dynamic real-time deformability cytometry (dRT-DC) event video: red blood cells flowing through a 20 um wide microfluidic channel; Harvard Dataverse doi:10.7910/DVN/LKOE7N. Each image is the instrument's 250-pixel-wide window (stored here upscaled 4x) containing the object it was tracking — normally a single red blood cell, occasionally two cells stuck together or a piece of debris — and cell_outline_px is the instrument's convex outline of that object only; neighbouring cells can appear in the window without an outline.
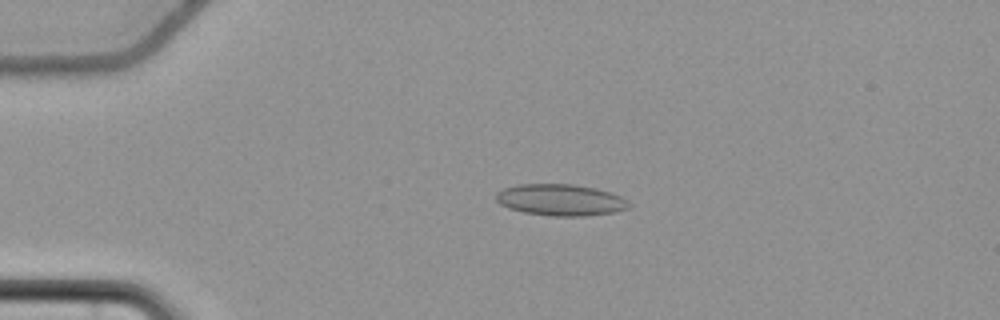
{"species": "common noctule bat (a hibernating species)", "species_latin": "Nyctalus noctula", "temperature_condition": "cold", "stored_images_in_passage": 58, "camera_frame_rate_fps": 3000, "um_per_image_px": 0.085, "animal": {"sex": "female", "body_mass_g": 22.7, "forearm_length_mm": 54.2}, "frame": {"image": 1, "passage_image": 15, "time_ms": 4.667, "image_size_px": [1000, 320], "cell_outline_px": [[632, 204], [628, 208], [616, 212], [584, 216], [552, 216], [524, 212], [508, 208], [500, 204], [496, 200], [496, 192], [504, 188], [520, 184], [572, 184], [596, 188], [620, 196], [628, 200]], "centroid_in_image_um": [47.66, 16.99], "position_along_channel_um": 37.3, "area_um2": 24.45}}
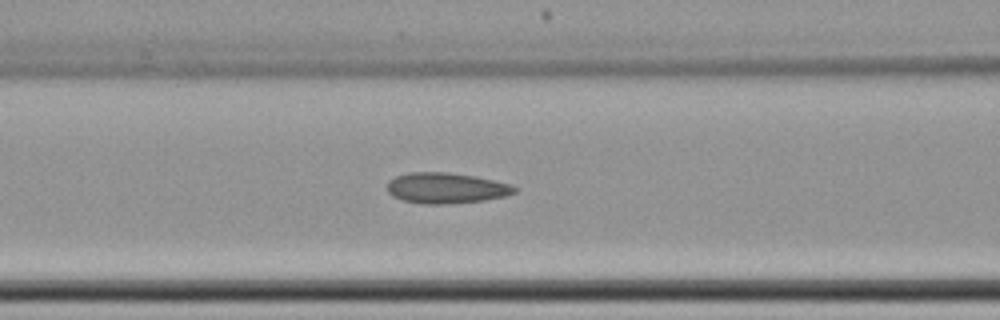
{"frame": {"image": 2, "passage_image": 26, "time_ms": 8.333, "image_size_px": [1000, 320], "cell_outline_px": [[516, 192], [504, 196], [484, 200], [448, 204], [424, 204], [404, 200], [392, 196], [388, 192], [388, 180], [396, 176], [408, 172], [448, 172], [476, 176], [512, 184], [516, 188]], "centroid_in_image_um": [37.92, 15.97], "position_along_channel_um": 128.7, "area_um2": 22.83}}
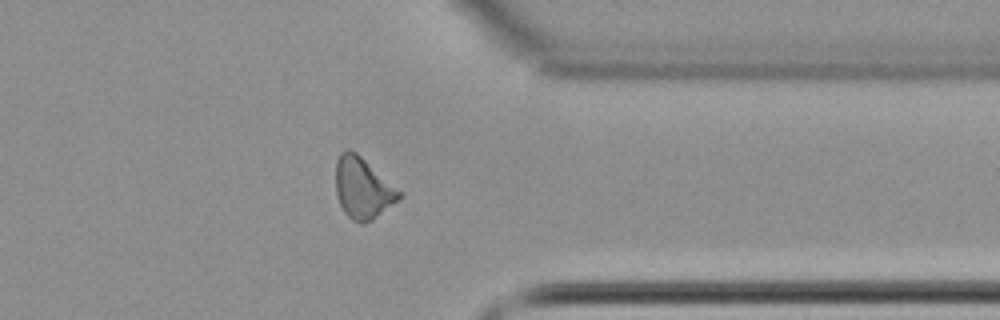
{"frame": {"image": 3, "passage_image": 47, "time_ms": 15.333, "image_size_px": [1000, 320], "cell_outline_px": [[404, 196], [372, 220], [364, 224], [360, 224], [352, 220], [344, 212], [340, 204], [336, 192], [336, 160], [340, 152], [348, 148], [356, 152], [404, 192]], "centroid_in_image_um": [30.86, 15.99], "position_along_channel_um": 380.5, "area_um2": 22.95}, "authors_computed_cell_mechanics": {"area_um2": 22.5998, "velocity_mm_per_s": 3.6896, "shape_relaxation_time_tau1_ms": null, "shape_relaxation_time_tau2_ms": 3.7913, "deformation_change_tau1": null, "deformation_change_tau2": 0.1097}}